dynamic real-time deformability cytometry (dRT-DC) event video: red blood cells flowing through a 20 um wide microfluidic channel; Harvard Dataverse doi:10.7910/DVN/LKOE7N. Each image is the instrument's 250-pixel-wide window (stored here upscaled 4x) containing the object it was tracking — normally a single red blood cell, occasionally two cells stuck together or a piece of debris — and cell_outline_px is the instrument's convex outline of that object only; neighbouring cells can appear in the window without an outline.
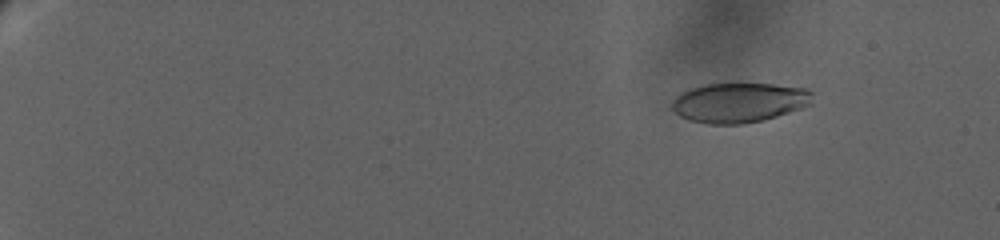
{"species": "human", "species_latin": "Homo sapiens", "temperature_condition": "warm", "stored_images_in_passage": 22, "camera_frame_rate_fps": 3000, "um_per_image_px": 0.085, "donor": {"sex": "female"}, "frame": {"image": 1, "passage_image": 6, "time_ms": 3.333, "image_size_px": [1000, 240], "cell_outline_px": [[812, 104], [764, 120], [744, 124], [708, 124], [688, 120], [680, 116], [672, 108], [672, 100], [680, 92], [704, 84], [772, 84], [808, 88], [812, 92]], "centroid_in_image_um": [62.82, 8.72], "position_along_channel_um": 22.2, "area_um2": 32.6}}
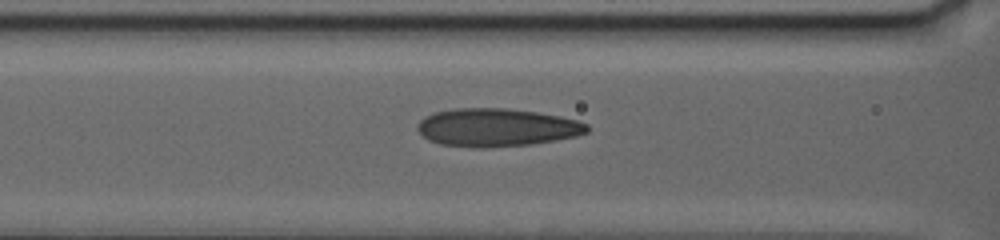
{"frame": {"image": 2, "passage_image": 20, "time_ms": 12.667, "image_size_px": [1000, 240], "cell_outline_px": [[588, 132], [576, 136], [532, 144], [488, 148], [476, 148], [440, 144], [428, 140], [416, 128], [416, 124], [424, 116], [436, 112], [452, 108], [508, 108], [536, 112], [560, 116], [576, 120], [588, 124]], "centroid_in_image_um": [42.19, 10.83], "position_along_channel_um": 124.4, "area_um2": 37.8}}
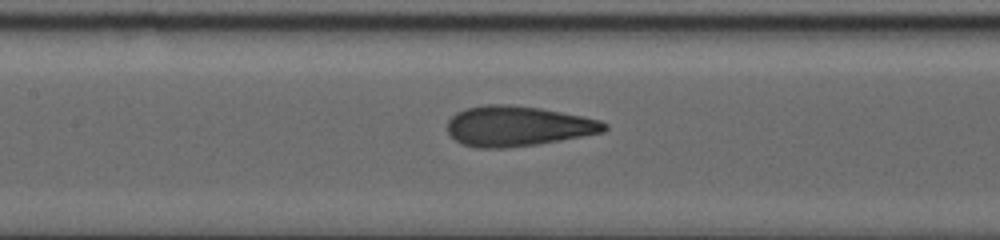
{"frame": {"image": 3, "passage_image": 22, "time_ms": 14.0, "image_size_px": [1000, 240], "cell_outline_px": [[608, 128], [604, 132], [560, 140], [536, 144], [508, 148], [476, 148], [464, 144], [456, 140], [448, 132], [448, 120], [456, 112], [468, 108], [484, 104], [508, 104], [540, 108], [584, 116], [600, 120], [608, 124]], "centroid_in_image_um": [44.02, 10.71], "position_along_channel_um": 163.4, "area_um2": 36.76}}